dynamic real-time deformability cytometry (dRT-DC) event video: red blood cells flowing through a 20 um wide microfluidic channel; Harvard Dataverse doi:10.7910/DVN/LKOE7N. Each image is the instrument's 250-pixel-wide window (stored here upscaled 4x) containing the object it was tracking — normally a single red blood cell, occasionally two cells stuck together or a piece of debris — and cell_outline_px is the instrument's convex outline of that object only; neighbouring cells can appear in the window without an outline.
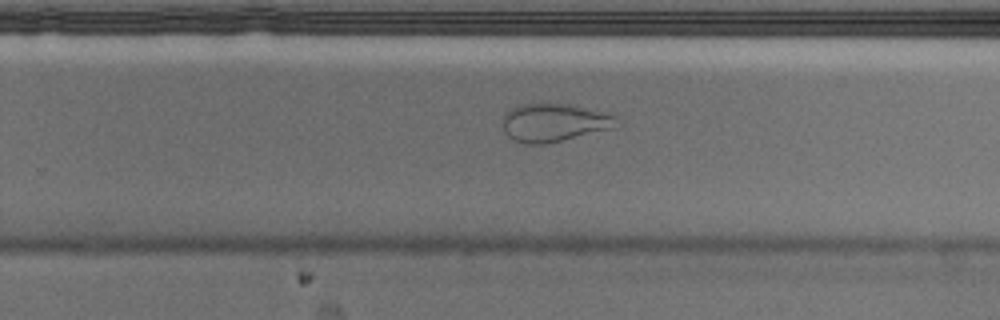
{"species": "Egyptian fruit bat (a non-hibernating species)", "species_latin": "Rousettus aegyptiacus", "temperature_condition": "cold", "stored_images_in_passage": 48, "camera_frame_rate_fps": 3000, "um_per_image_px": 0.085, "animal": {"sex": "male"}, "frame": {"image": 1, "passage_image": 28, "time_ms": 9.0, "image_size_px": [1000, 320], "cell_outline_px": [[620, 120], [616, 128], [544, 144], [524, 144], [512, 140], [504, 132], [504, 112], [520, 104], [572, 104], [608, 112], [616, 116]], "centroid_in_image_um": [47.15, 10.42], "position_along_channel_um": 282.6, "area_um2": 25.66}}